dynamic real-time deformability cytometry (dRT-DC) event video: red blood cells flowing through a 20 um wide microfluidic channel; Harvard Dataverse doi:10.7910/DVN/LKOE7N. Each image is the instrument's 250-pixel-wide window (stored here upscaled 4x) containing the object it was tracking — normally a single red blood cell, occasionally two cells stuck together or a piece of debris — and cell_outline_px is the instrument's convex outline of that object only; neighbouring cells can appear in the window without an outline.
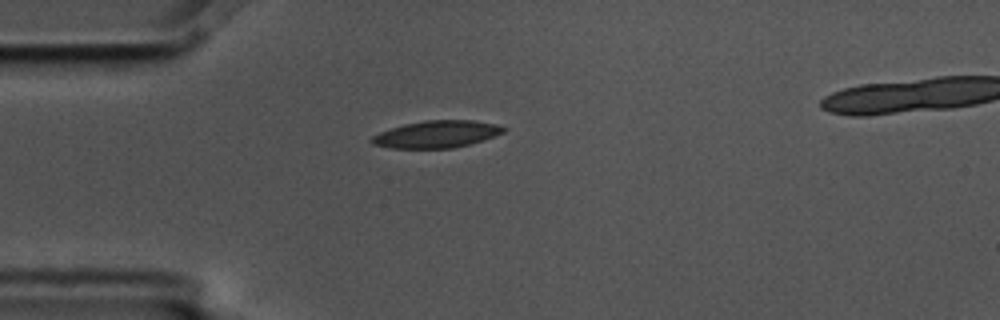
{"species": "common noctule bat (a hibernating species)", "species_latin": "Nyctalus noctula", "temperature_condition": "cold", "stored_images_in_passage": 2, "camera_frame_rate_fps": 3000, "um_per_image_px": 0.085, "animal": {"sex": "male", "body_mass_g": 17.5, "forearm_length_mm": 52.3}, "frame": {"image": 1, "passage_image": 1, "time_ms": 0.0, "image_size_px": [1000, 320], "cell_outline_px": [[508, 128], [504, 132], [496, 136], [484, 140], [452, 148], [392, 148], [372, 144], [368, 140], [372, 136], [380, 132], [404, 124], [424, 120], [472, 120], [496, 124]], "centroid_in_image_um": [37.13, 11.4], "position_along_channel_um": 47.9, "area_um2": 20.87}}